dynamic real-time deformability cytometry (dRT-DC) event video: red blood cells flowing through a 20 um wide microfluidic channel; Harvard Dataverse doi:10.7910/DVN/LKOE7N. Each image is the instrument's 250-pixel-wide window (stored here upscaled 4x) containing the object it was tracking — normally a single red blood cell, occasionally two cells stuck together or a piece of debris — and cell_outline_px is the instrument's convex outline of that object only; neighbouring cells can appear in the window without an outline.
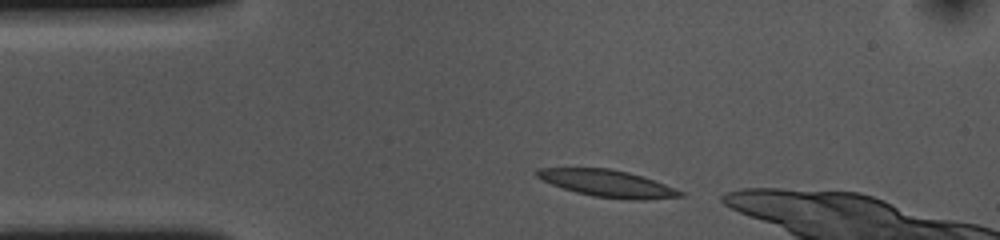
{"species": "common noctule bat (a hibernating species)", "species_latin": "Nyctalus noctula", "temperature_condition": "cold", "stored_images_in_passage": 35, "camera_frame_rate_fps": 3000, "um_per_image_px": 0.085, "animal": {"sex": "female", "body_mass_g": 10.0, "forearm_length_mm": 53.1}, "frame": {"image": 1, "passage_image": 2, "time_ms": 0.333, "image_size_px": [1000, 240], "cell_outline_px": [[684, 196], [644, 200], [632, 200], [592, 196], [576, 192], [552, 184], [536, 176], [536, 168], [608, 168], [628, 172], [664, 184], [684, 192]], "centroid_in_image_um": [51.64, 15.6], "position_along_channel_um": 33.4, "area_um2": 22.2}}
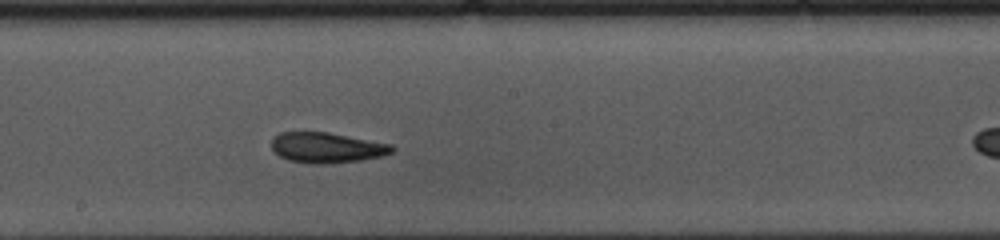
{"frame": {"image": 2, "passage_image": 20, "time_ms": 6.333, "image_size_px": [1000, 240], "cell_outline_px": [[396, 148], [392, 152], [380, 156], [360, 160], [324, 164], [312, 164], [288, 160], [280, 156], [272, 148], [272, 136], [280, 132], [328, 132], [392, 144]], "centroid_in_image_um": [27.76, 12.54], "position_along_channel_um": 220.4, "area_um2": 21.33}}
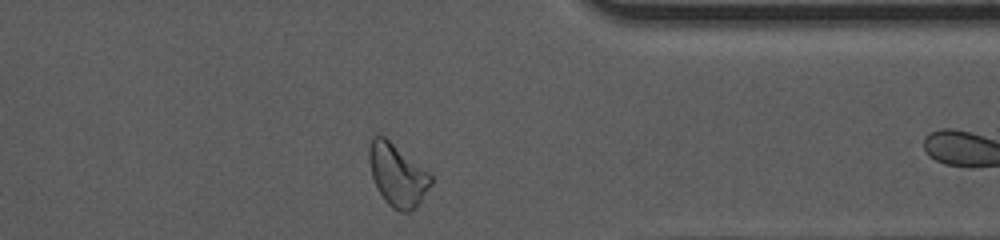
{"frame": {"image": 3, "passage_image": 34, "time_ms": 11.0, "image_size_px": [1000, 240], "cell_outline_px": [[432, 184], [416, 208], [408, 212], [400, 212], [392, 208], [384, 200], [372, 176], [368, 160], [368, 148], [372, 136], [384, 136], [432, 172]], "centroid_in_image_um": [33.81, 14.86], "position_along_channel_um": 377.6, "area_um2": 22.83}}